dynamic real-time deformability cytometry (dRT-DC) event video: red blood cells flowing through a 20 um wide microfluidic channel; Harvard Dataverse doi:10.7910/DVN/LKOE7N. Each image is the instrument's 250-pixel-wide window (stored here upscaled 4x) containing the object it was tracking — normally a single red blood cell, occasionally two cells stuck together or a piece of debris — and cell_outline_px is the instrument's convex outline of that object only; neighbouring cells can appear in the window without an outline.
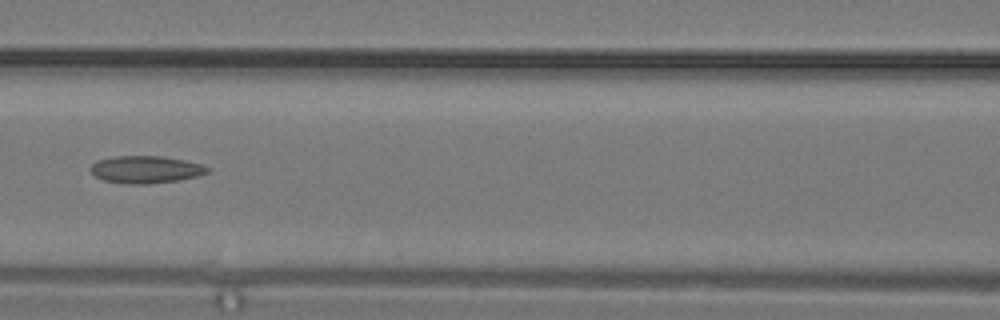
{"species": "common noctule bat (a hibernating species)", "species_latin": "Nyctalus noctula", "temperature_condition": "warm", "stored_images_in_passage": 5, "camera_frame_rate_fps": 3000, "um_per_image_px": 0.085, "animal": {"sex": "male", "body_mass_g": 19.2, "forearm_length_mm": 51.8}, "frame": {"image": 1, "passage_image": 4, "time_ms": 1.0, "image_size_px": [1000, 320], "cell_outline_px": [[212, 168], [208, 172], [196, 176], [180, 180], [148, 184], [128, 184], [104, 180], [96, 176], [88, 168], [96, 160], [116, 156], [160, 156], [184, 160], [200, 164]], "centroid_in_image_um": [12.38, 14.41], "position_along_channel_um": 154.2, "area_um2": 18.61}}